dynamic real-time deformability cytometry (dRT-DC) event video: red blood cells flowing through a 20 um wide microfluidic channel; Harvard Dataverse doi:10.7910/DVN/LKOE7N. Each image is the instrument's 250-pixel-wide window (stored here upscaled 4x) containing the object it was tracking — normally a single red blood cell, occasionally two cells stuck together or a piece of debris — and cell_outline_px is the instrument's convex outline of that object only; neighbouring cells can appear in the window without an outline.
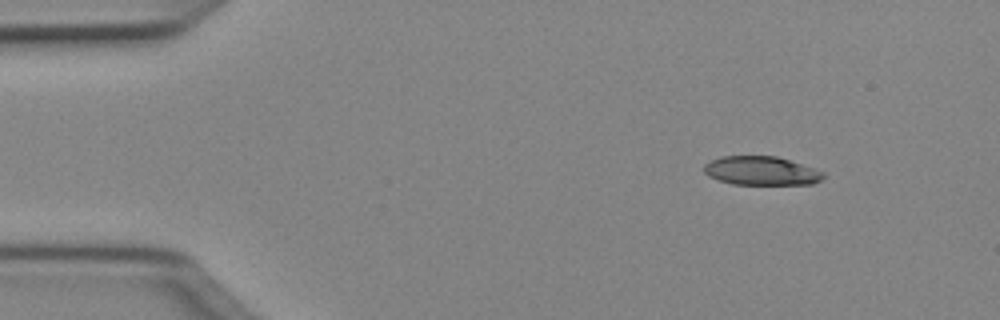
{"species": "Egyptian fruit bat (a non-hibernating species)", "species_latin": "Rousettus aegyptiacus", "temperature_condition": "cold", "stored_images_in_passage": 45, "camera_frame_rate_fps": 3000, "um_per_image_px": 0.085, "animal": {"sex": "female"}, "frame": {"image": 1, "passage_image": 1, "time_ms": 0.0, "image_size_px": [1000, 320], "cell_outline_px": [[824, 176], [820, 180], [812, 184], [732, 184], [716, 180], [708, 176], [704, 172], [704, 164], [720, 156], [776, 156], [824, 172]], "centroid_in_image_um": [64.65, 14.52], "position_along_channel_um": 20.4, "area_um2": 19.88}}
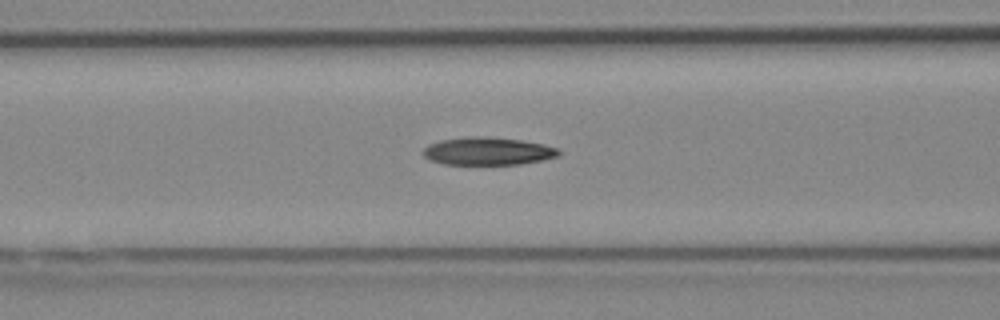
{"frame": {"image": 2, "passage_image": 15, "time_ms": 4.667, "image_size_px": [1000, 320], "cell_outline_px": [[560, 156], [520, 164], [444, 164], [428, 160], [424, 156], [424, 148], [428, 144], [440, 140], [468, 136], [488, 136], [520, 140], [544, 144], [560, 148]], "centroid_in_image_um": [41.46, 12.84], "position_along_channel_um": 125.1, "area_um2": 22.08}}
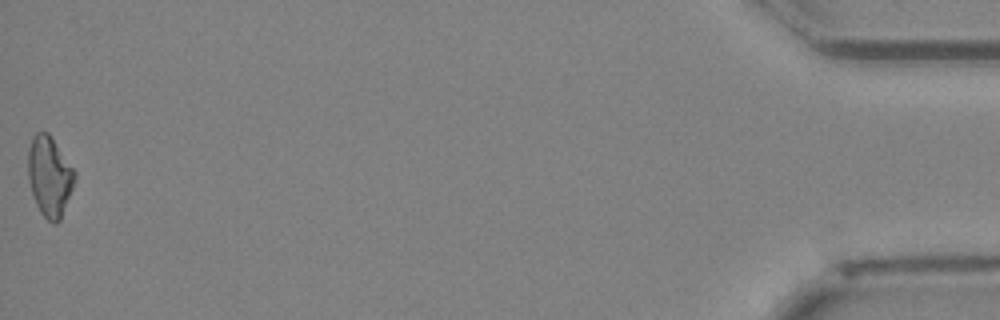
{"frame": {"image": 3, "passage_image": 45, "time_ms": 14.667, "image_size_px": [1000, 320], "cell_outline_px": [[76, 180], [60, 220], [56, 224], [52, 224], [40, 212], [36, 204], [32, 192], [28, 176], [28, 148], [32, 136], [36, 132], [48, 132], [76, 172]], "centroid_in_image_um": [4.21, 14.99], "position_along_channel_um": 431.0, "area_um2": 21.79}, "authors_computed_cell_mechanics": {"area_um2": 21.675, "velocity_mm_per_s": 4.0425, "shape_relaxation_time_tau1_ms": null, "shape_relaxation_time_tau2_ms": 6.4898, "deformation_change_tau1": null, "deformation_change_tau2": 0.1622}}